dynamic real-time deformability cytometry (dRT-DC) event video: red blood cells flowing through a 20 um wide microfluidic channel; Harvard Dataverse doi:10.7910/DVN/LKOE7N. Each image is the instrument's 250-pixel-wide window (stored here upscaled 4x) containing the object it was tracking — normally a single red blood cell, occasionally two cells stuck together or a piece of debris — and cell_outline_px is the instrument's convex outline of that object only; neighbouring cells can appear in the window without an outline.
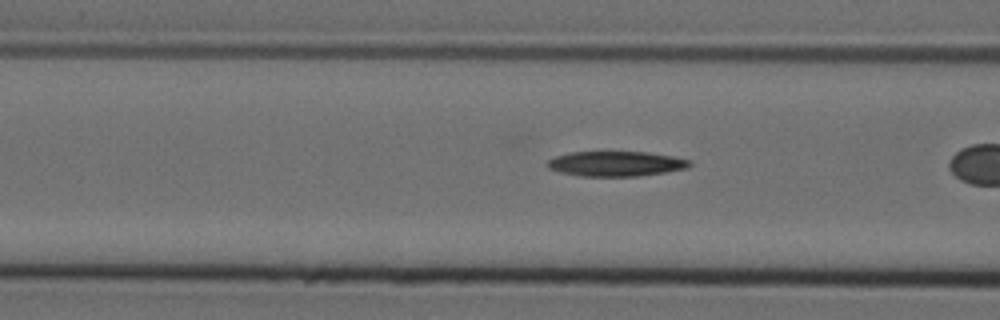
{"species": "Egyptian fruit bat (a non-hibernating species)", "species_latin": "Rousettus aegyptiacus", "temperature_condition": "cold", "stored_images_in_passage": 40, "camera_frame_rate_fps": 3000, "um_per_image_px": 0.085, "animal": {"sex": "female"}, "frame": {"image": 1, "passage_image": 19, "time_ms": 6.0, "image_size_px": [1000, 320], "cell_outline_px": [[692, 164], [688, 168], [664, 172], [636, 176], [580, 176], [560, 172], [548, 168], [544, 164], [548, 160], [556, 156], [568, 152], [648, 152], [672, 156], [692, 160]], "centroid_in_image_um": [52.34, 13.91], "position_along_channel_um": 114.3, "area_um2": 20.81}}